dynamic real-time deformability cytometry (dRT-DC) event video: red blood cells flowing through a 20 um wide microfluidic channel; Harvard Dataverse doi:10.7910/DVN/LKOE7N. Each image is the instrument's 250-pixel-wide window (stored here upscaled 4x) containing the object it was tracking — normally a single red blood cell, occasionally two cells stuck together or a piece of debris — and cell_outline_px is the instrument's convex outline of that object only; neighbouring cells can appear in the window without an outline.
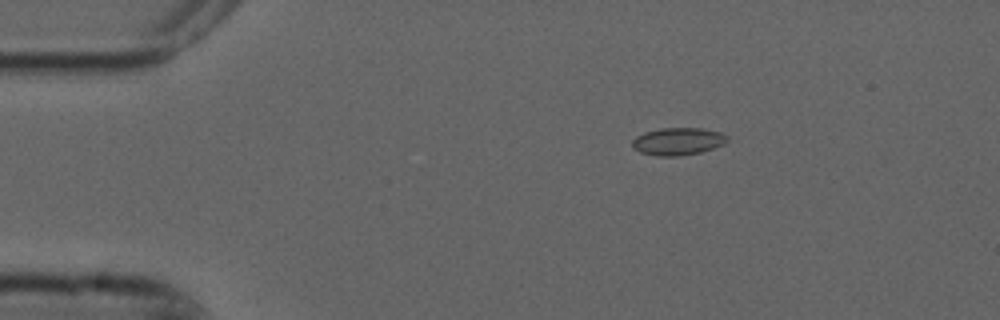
{"species": "common noctule bat (a hibernating species)", "species_latin": "Nyctalus noctula", "temperature_condition": "cold", "stored_images_in_passage": 5, "camera_frame_rate_fps": 3000, "um_per_image_px": 0.085, "animal": {"sex": "male", "forearm_length_mm": 52.5}, "frame": {"image": 1, "passage_image": 3, "time_ms": 0.667, "image_size_px": [1000, 320], "cell_outline_px": [[728, 140], [724, 144], [700, 152], [676, 156], [656, 156], [640, 152], [632, 148], [632, 140], [636, 136], [644, 132], [660, 128], [700, 128], [720, 132], [728, 136]], "centroid_in_image_um": [57.59, 12.01], "position_along_channel_um": 27.4, "area_um2": 15.2}}